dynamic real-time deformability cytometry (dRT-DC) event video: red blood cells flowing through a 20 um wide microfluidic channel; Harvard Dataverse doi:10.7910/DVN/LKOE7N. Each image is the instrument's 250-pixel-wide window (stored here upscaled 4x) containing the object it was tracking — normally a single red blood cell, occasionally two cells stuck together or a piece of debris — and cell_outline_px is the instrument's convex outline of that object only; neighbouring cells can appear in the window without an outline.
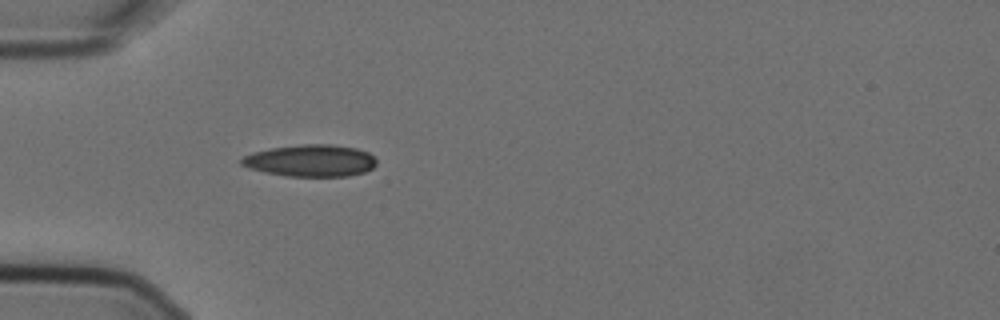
{"species": "Egyptian fruit bat (a non-hibernating species)", "species_latin": "Rousettus aegyptiacus", "temperature_condition": "cold", "stored_images_in_passage": 4, "camera_frame_rate_fps": 3000, "um_per_image_px": 0.085, "animal": {"sex": "female"}, "frame": {"image": 1, "passage_image": 4, "time_ms": 1.0, "image_size_px": [1000, 320], "cell_outline_px": [[376, 164], [372, 168], [364, 172], [348, 176], [288, 176], [264, 172], [248, 168], [240, 164], [240, 160], [244, 156], [252, 152], [272, 148], [304, 144], [332, 144], [356, 148], [368, 152], [376, 160]], "centroid_in_image_um": [26.39, 13.65], "position_along_channel_um": 58.6, "area_um2": 25.09}}